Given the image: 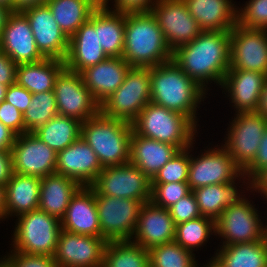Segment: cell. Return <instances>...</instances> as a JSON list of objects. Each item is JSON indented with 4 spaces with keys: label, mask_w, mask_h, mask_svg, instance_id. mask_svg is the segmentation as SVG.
<instances>
[{
    "label": "cell",
    "mask_w": 267,
    "mask_h": 267,
    "mask_svg": "<svg viewBox=\"0 0 267 267\" xmlns=\"http://www.w3.org/2000/svg\"><path fill=\"white\" fill-rule=\"evenodd\" d=\"M172 60L204 90L208 80L221 85L230 68V30L202 31L173 51Z\"/></svg>",
    "instance_id": "1"
},
{
    "label": "cell",
    "mask_w": 267,
    "mask_h": 267,
    "mask_svg": "<svg viewBox=\"0 0 267 267\" xmlns=\"http://www.w3.org/2000/svg\"><path fill=\"white\" fill-rule=\"evenodd\" d=\"M122 58L131 67H152L172 60V51L151 11L125 13Z\"/></svg>",
    "instance_id": "2"
},
{
    "label": "cell",
    "mask_w": 267,
    "mask_h": 267,
    "mask_svg": "<svg viewBox=\"0 0 267 267\" xmlns=\"http://www.w3.org/2000/svg\"><path fill=\"white\" fill-rule=\"evenodd\" d=\"M151 102L189 117L195 124L196 107L205 91L173 60L150 67Z\"/></svg>",
    "instance_id": "3"
},
{
    "label": "cell",
    "mask_w": 267,
    "mask_h": 267,
    "mask_svg": "<svg viewBox=\"0 0 267 267\" xmlns=\"http://www.w3.org/2000/svg\"><path fill=\"white\" fill-rule=\"evenodd\" d=\"M132 124L99 112L81 123V138L98 156L102 167L129 163Z\"/></svg>",
    "instance_id": "4"
},
{
    "label": "cell",
    "mask_w": 267,
    "mask_h": 267,
    "mask_svg": "<svg viewBox=\"0 0 267 267\" xmlns=\"http://www.w3.org/2000/svg\"><path fill=\"white\" fill-rule=\"evenodd\" d=\"M140 136L177 146L180 150L191 148L196 130L187 116L149 102L131 123Z\"/></svg>",
    "instance_id": "5"
},
{
    "label": "cell",
    "mask_w": 267,
    "mask_h": 267,
    "mask_svg": "<svg viewBox=\"0 0 267 267\" xmlns=\"http://www.w3.org/2000/svg\"><path fill=\"white\" fill-rule=\"evenodd\" d=\"M149 102L150 67H131L121 86L100 104V112L132 123Z\"/></svg>",
    "instance_id": "6"
},
{
    "label": "cell",
    "mask_w": 267,
    "mask_h": 267,
    "mask_svg": "<svg viewBox=\"0 0 267 267\" xmlns=\"http://www.w3.org/2000/svg\"><path fill=\"white\" fill-rule=\"evenodd\" d=\"M18 217L12 251L53 257L62 229L60 220L39 208Z\"/></svg>",
    "instance_id": "7"
},
{
    "label": "cell",
    "mask_w": 267,
    "mask_h": 267,
    "mask_svg": "<svg viewBox=\"0 0 267 267\" xmlns=\"http://www.w3.org/2000/svg\"><path fill=\"white\" fill-rule=\"evenodd\" d=\"M94 193L102 237L106 241L131 240L144 203L134 199L101 195L95 189Z\"/></svg>",
    "instance_id": "8"
},
{
    "label": "cell",
    "mask_w": 267,
    "mask_h": 267,
    "mask_svg": "<svg viewBox=\"0 0 267 267\" xmlns=\"http://www.w3.org/2000/svg\"><path fill=\"white\" fill-rule=\"evenodd\" d=\"M91 186L101 195L151 201V180L130 162L104 167Z\"/></svg>",
    "instance_id": "9"
},
{
    "label": "cell",
    "mask_w": 267,
    "mask_h": 267,
    "mask_svg": "<svg viewBox=\"0 0 267 267\" xmlns=\"http://www.w3.org/2000/svg\"><path fill=\"white\" fill-rule=\"evenodd\" d=\"M53 91L61 116L84 122L100 112V104L86 88L78 72L64 68L56 77Z\"/></svg>",
    "instance_id": "10"
},
{
    "label": "cell",
    "mask_w": 267,
    "mask_h": 267,
    "mask_svg": "<svg viewBox=\"0 0 267 267\" xmlns=\"http://www.w3.org/2000/svg\"><path fill=\"white\" fill-rule=\"evenodd\" d=\"M236 115L224 148L243 171L257 153L267 127V119L258 112H239Z\"/></svg>",
    "instance_id": "11"
},
{
    "label": "cell",
    "mask_w": 267,
    "mask_h": 267,
    "mask_svg": "<svg viewBox=\"0 0 267 267\" xmlns=\"http://www.w3.org/2000/svg\"><path fill=\"white\" fill-rule=\"evenodd\" d=\"M151 12L172 52L188 44L202 32L184 0H156Z\"/></svg>",
    "instance_id": "12"
},
{
    "label": "cell",
    "mask_w": 267,
    "mask_h": 267,
    "mask_svg": "<svg viewBox=\"0 0 267 267\" xmlns=\"http://www.w3.org/2000/svg\"><path fill=\"white\" fill-rule=\"evenodd\" d=\"M267 76V30L236 24L230 30V68Z\"/></svg>",
    "instance_id": "13"
},
{
    "label": "cell",
    "mask_w": 267,
    "mask_h": 267,
    "mask_svg": "<svg viewBox=\"0 0 267 267\" xmlns=\"http://www.w3.org/2000/svg\"><path fill=\"white\" fill-rule=\"evenodd\" d=\"M257 210L248 200L228 206L216 221V233L226 240L223 246L264 240V227Z\"/></svg>",
    "instance_id": "14"
},
{
    "label": "cell",
    "mask_w": 267,
    "mask_h": 267,
    "mask_svg": "<svg viewBox=\"0 0 267 267\" xmlns=\"http://www.w3.org/2000/svg\"><path fill=\"white\" fill-rule=\"evenodd\" d=\"M238 175L244 178L242 170L223 146L222 149L205 151L200 158L190 156L187 183L191 190L212 184H228L239 178Z\"/></svg>",
    "instance_id": "15"
},
{
    "label": "cell",
    "mask_w": 267,
    "mask_h": 267,
    "mask_svg": "<svg viewBox=\"0 0 267 267\" xmlns=\"http://www.w3.org/2000/svg\"><path fill=\"white\" fill-rule=\"evenodd\" d=\"M107 241L61 229L53 258L58 267H102Z\"/></svg>",
    "instance_id": "16"
},
{
    "label": "cell",
    "mask_w": 267,
    "mask_h": 267,
    "mask_svg": "<svg viewBox=\"0 0 267 267\" xmlns=\"http://www.w3.org/2000/svg\"><path fill=\"white\" fill-rule=\"evenodd\" d=\"M11 152L14 173L39 178L56 173L57 153L33 132L17 135Z\"/></svg>",
    "instance_id": "17"
},
{
    "label": "cell",
    "mask_w": 267,
    "mask_h": 267,
    "mask_svg": "<svg viewBox=\"0 0 267 267\" xmlns=\"http://www.w3.org/2000/svg\"><path fill=\"white\" fill-rule=\"evenodd\" d=\"M29 20L38 51L44 58L64 61L69 47V38L55 21L46 3L22 12Z\"/></svg>",
    "instance_id": "18"
},
{
    "label": "cell",
    "mask_w": 267,
    "mask_h": 267,
    "mask_svg": "<svg viewBox=\"0 0 267 267\" xmlns=\"http://www.w3.org/2000/svg\"><path fill=\"white\" fill-rule=\"evenodd\" d=\"M0 51L17 65L36 63L44 57L38 51L29 20L22 12H12L0 38Z\"/></svg>",
    "instance_id": "19"
},
{
    "label": "cell",
    "mask_w": 267,
    "mask_h": 267,
    "mask_svg": "<svg viewBox=\"0 0 267 267\" xmlns=\"http://www.w3.org/2000/svg\"><path fill=\"white\" fill-rule=\"evenodd\" d=\"M102 169L98 156L81 136L57 153L56 173L76 180L81 186H91Z\"/></svg>",
    "instance_id": "20"
},
{
    "label": "cell",
    "mask_w": 267,
    "mask_h": 267,
    "mask_svg": "<svg viewBox=\"0 0 267 267\" xmlns=\"http://www.w3.org/2000/svg\"><path fill=\"white\" fill-rule=\"evenodd\" d=\"M173 218L169 209L155 206L151 201L141 206L134 243L146 250L175 240Z\"/></svg>",
    "instance_id": "21"
},
{
    "label": "cell",
    "mask_w": 267,
    "mask_h": 267,
    "mask_svg": "<svg viewBox=\"0 0 267 267\" xmlns=\"http://www.w3.org/2000/svg\"><path fill=\"white\" fill-rule=\"evenodd\" d=\"M65 231L102 237L100 222L95 201L94 188L81 186L72 196L66 213L60 220Z\"/></svg>",
    "instance_id": "22"
},
{
    "label": "cell",
    "mask_w": 267,
    "mask_h": 267,
    "mask_svg": "<svg viewBox=\"0 0 267 267\" xmlns=\"http://www.w3.org/2000/svg\"><path fill=\"white\" fill-rule=\"evenodd\" d=\"M130 68L122 57H108L80 74L86 88L101 104L121 86Z\"/></svg>",
    "instance_id": "23"
},
{
    "label": "cell",
    "mask_w": 267,
    "mask_h": 267,
    "mask_svg": "<svg viewBox=\"0 0 267 267\" xmlns=\"http://www.w3.org/2000/svg\"><path fill=\"white\" fill-rule=\"evenodd\" d=\"M267 76L256 71L229 69L221 88L229 92L236 112H256Z\"/></svg>",
    "instance_id": "24"
},
{
    "label": "cell",
    "mask_w": 267,
    "mask_h": 267,
    "mask_svg": "<svg viewBox=\"0 0 267 267\" xmlns=\"http://www.w3.org/2000/svg\"><path fill=\"white\" fill-rule=\"evenodd\" d=\"M108 57L98 39V29L88 19L70 38L65 68L81 73Z\"/></svg>",
    "instance_id": "25"
},
{
    "label": "cell",
    "mask_w": 267,
    "mask_h": 267,
    "mask_svg": "<svg viewBox=\"0 0 267 267\" xmlns=\"http://www.w3.org/2000/svg\"><path fill=\"white\" fill-rule=\"evenodd\" d=\"M179 148L137 135L134 131L130 140L129 162L137 166L150 180L171 160Z\"/></svg>",
    "instance_id": "26"
},
{
    "label": "cell",
    "mask_w": 267,
    "mask_h": 267,
    "mask_svg": "<svg viewBox=\"0 0 267 267\" xmlns=\"http://www.w3.org/2000/svg\"><path fill=\"white\" fill-rule=\"evenodd\" d=\"M202 31H229L237 24V8L231 0H184Z\"/></svg>",
    "instance_id": "27"
},
{
    "label": "cell",
    "mask_w": 267,
    "mask_h": 267,
    "mask_svg": "<svg viewBox=\"0 0 267 267\" xmlns=\"http://www.w3.org/2000/svg\"><path fill=\"white\" fill-rule=\"evenodd\" d=\"M80 187L76 180L58 173L41 178L39 209L61 220Z\"/></svg>",
    "instance_id": "28"
},
{
    "label": "cell",
    "mask_w": 267,
    "mask_h": 267,
    "mask_svg": "<svg viewBox=\"0 0 267 267\" xmlns=\"http://www.w3.org/2000/svg\"><path fill=\"white\" fill-rule=\"evenodd\" d=\"M89 20L98 29L99 43L107 57H122L124 50L125 13L109 10L101 3Z\"/></svg>",
    "instance_id": "29"
},
{
    "label": "cell",
    "mask_w": 267,
    "mask_h": 267,
    "mask_svg": "<svg viewBox=\"0 0 267 267\" xmlns=\"http://www.w3.org/2000/svg\"><path fill=\"white\" fill-rule=\"evenodd\" d=\"M41 178L13 173L5 186L6 218L39 208Z\"/></svg>",
    "instance_id": "30"
},
{
    "label": "cell",
    "mask_w": 267,
    "mask_h": 267,
    "mask_svg": "<svg viewBox=\"0 0 267 267\" xmlns=\"http://www.w3.org/2000/svg\"><path fill=\"white\" fill-rule=\"evenodd\" d=\"M64 68V61L51 58L20 64L16 68V83L32 94L53 91L56 77Z\"/></svg>",
    "instance_id": "31"
},
{
    "label": "cell",
    "mask_w": 267,
    "mask_h": 267,
    "mask_svg": "<svg viewBox=\"0 0 267 267\" xmlns=\"http://www.w3.org/2000/svg\"><path fill=\"white\" fill-rule=\"evenodd\" d=\"M234 183L212 184L192 190L201 215L216 222L225 208L242 201L244 198L240 197Z\"/></svg>",
    "instance_id": "32"
},
{
    "label": "cell",
    "mask_w": 267,
    "mask_h": 267,
    "mask_svg": "<svg viewBox=\"0 0 267 267\" xmlns=\"http://www.w3.org/2000/svg\"><path fill=\"white\" fill-rule=\"evenodd\" d=\"M55 21L70 38L100 5L101 0H46Z\"/></svg>",
    "instance_id": "33"
},
{
    "label": "cell",
    "mask_w": 267,
    "mask_h": 267,
    "mask_svg": "<svg viewBox=\"0 0 267 267\" xmlns=\"http://www.w3.org/2000/svg\"><path fill=\"white\" fill-rule=\"evenodd\" d=\"M213 259L221 267H267L264 240L221 246Z\"/></svg>",
    "instance_id": "34"
},
{
    "label": "cell",
    "mask_w": 267,
    "mask_h": 267,
    "mask_svg": "<svg viewBox=\"0 0 267 267\" xmlns=\"http://www.w3.org/2000/svg\"><path fill=\"white\" fill-rule=\"evenodd\" d=\"M81 123L78 119L57 115L33 133L58 153L81 136Z\"/></svg>",
    "instance_id": "35"
},
{
    "label": "cell",
    "mask_w": 267,
    "mask_h": 267,
    "mask_svg": "<svg viewBox=\"0 0 267 267\" xmlns=\"http://www.w3.org/2000/svg\"><path fill=\"white\" fill-rule=\"evenodd\" d=\"M102 267H149V252L132 240L107 241Z\"/></svg>",
    "instance_id": "36"
},
{
    "label": "cell",
    "mask_w": 267,
    "mask_h": 267,
    "mask_svg": "<svg viewBox=\"0 0 267 267\" xmlns=\"http://www.w3.org/2000/svg\"><path fill=\"white\" fill-rule=\"evenodd\" d=\"M59 115L54 91L35 93L23 113L24 133L33 132L53 117Z\"/></svg>",
    "instance_id": "37"
},
{
    "label": "cell",
    "mask_w": 267,
    "mask_h": 267,
    "mask_svg": "<svg viewBox=\"0 0 267 267\" xmlns=\"http://www.w3.org/2000/svg\"><path fill=\"white\" fill-rule=\"evenodd\" d=\"M211 232L216 233V222L210 218L200 216L177 224L174 241L188 251L193 252L192 248L203 245L207 238L209 239Z\"/></svg>",
    "instance_id": "38"
},
{
    "label": "cell",
    "mask_w": 267,
    "mask_h": 267,
    "mask_svg": "<svg viewBox=\"0 0 267 267\" xmlns=\"http://www.w3.org/2000/svg\"><path fill=\"white\" fill-rule=\"evenodd\" d=\"M149 267H196L194 254L175 241L148 250ZM193 255V256H192Z\"/></svg>",
    "instance_id": "39"
},
{
    "label": "cell",
    "mask_w": 267,
    "mask_h": 267,
    "mask_svg": "<svg viewBox=\"0 0 267 267\" xmlns=\"http://www.w3.org/2000/svg\"><path fill=\"white\" fill-rule=\"evenodd\" d=\"M189 149L190 148L179 150V152L158 171L151 180V184L187 182L190 164Z\"/></svg>",
    "instance_id": "40"
},
{
    "label": "cell",
    "mask_w": 267,
    "mask_h": 267,
    "mask_svg": "<svg viewBox=\"0 0 267 267\" xmlns=\"http://www.w3.org/2000/svg\"><path fill=\"white\" fill-rule=\"evenodd\" d=\"M151 188V202L166 209L192 192L187 182L151 184Z\"/></svg>",
    "instance_id": "41"
},
{
    "label": "cell",
    "mask_w": 267,
    "mask_h": 267,
    "mask_svg": "<svg viewBox=\"0 0 267 267\" xmlns=\"http://www.w3.org/2000/svg\"><path fill=\"white\" fill-rule=\"evenodd\" d=\"M237 24L267 30V0H250L244 9L237 11Z\"/></svg>",
    "instance_id": "42"
},
{
    "label": "cell",
    "mask_w": 267,
    "mask_h": 267,
    "mask_svg": "<svg viewBox=\"0 0 267 267\" xmlns=\"http://www.w3.org/2000/svg\"><path fill=\"white\" fill-rule=\"evenodd\" d=\"M8 258L0 260V267H58L55 259L49 255L26 254L11 251ZM5 259V260H4Z\"/></svg>",
    "instance_id": "43"
},
{
    "label": "cell",
    "mask_w": 267,
    "mask_h": 267,
    "mask_svg": "<svg viewBox=\"0 0 267 267\" xmlns=\"http://www.w3.org/2000/svg\"><path fill=\"white\" fill-rule=\"evenodd\" d=\"M169 212L175 225L202 216L193 192L178 200L169 208Z\"/></svg>",
    "instance_id": "44"
},
{
    "label": "cell",
    "mask_w": 267,
    "mask_h": 267,
    "mask_svg": "<svg viewBox=\"0 0 267 267\" xmlns=\"http://www.w3.org/2000/svg\"><path fill=\"white\" fill-rule=\"evenodd\" d=\"M0 122L17 135L24 133L23 113L5 100L0 104Z\"/></svg>",
    "instance_id": "45"
},
{
    "label": "cell",
    "mask_w": 267,
    "mask_h": 267,
    "mask_svg": "<svg viewBox=\"0 0 267 267\" xmlns=\"http://www.w3.org/2000/svg\"><path fill=\"white\" fill-rule=\"evenodd\" d=\"M265 168H267V127L262 136L260 146L253 161L242 171V173L249 177L247 180L250 181V186H252V180ZM251 179V180H250Z\"/></svg>",
    "instance_id": "46"
},
{
    "label": "cell",
    "mask_w": 267,
    "mask_h": 267,
    "mask_svg": "<svg viewBox=\"0 0 267 267\" xmlns=\"http://www.w3.org/2000/svg\"><path fill=\"white\" fill-rule=\"evenodd\" d=\"M32 95L26 88L14 83L7 87L5 101L24 113L29 107Z\"/></svg>",
    "instance_id": "47"
},
{
    "label": "cell",
    "mask_w": 267,
    "mask_h": 267,
    "mask_svg": "<svg viewBox=\"0 0 267 267\" xmlns=\"http://www.w3.org/2000/svg\"><path fill=\"white\" fill-rule=\"evenodd\" d=\"M109 0H101V4L107 7ZM115 4L113 11L120 13H137V12H150L155 0H114ZM153 1V2H152Z\"/></svg>",
    "instance_id": "48"
},
{
    "label": "cell",
    "mask_w": 267,
    "mask_h": 267,
    "mask_svg": "<svg viewBox=\"0 0 267 267\" xmlns=\"http://www.w3.org/2000/svg\"><path fill=\"white\" fill-rule=\"evenodd\" d=\"M17 64L0 51V84L9 86L16 83Z\"/></svg>",
    "instance_id": "49"
},
{
    "label": "cell",
    "mask_w": 267,
    "mask_h": 267,
    "mask_svg": "<svg viewBox=\"0 0 267 267\" xmlns=\"http://www.w3.org/2000/svg\"><path fill=\"white\" fill-rule=\"evenodd\" d=\"M13 173L11 150L0 151V185L6 186Z\"/></svg>",
    "instance_id": "50"
},
{
    "label": "cell",
    "mask_w": 267,
    "mask_h": 267,
    "mask_svg": "<svg viewBox=\"0 0 267 267\" xmlns=\"http://www.w3.org/2000/svg\"><path fill=\"white\" fill-rule=\"evenodd\" d=\"M17 134L0 122V151L11 150Z\"/></svg>",
    "instance_id": "51"
},
{
    "label": "cell",
    "mask_w": 267,
    "mask_h": 267,
    "mask_svg": "<svg viewBox=\"0 0 267 267\" xmlns=\"http://www.w3.org/2000/svg\"><path fill=\"white\" fill-rule=\"evenodd\" d=\"M46 0H12L11 12H23L26 9L44 4Z\"/></svg>",
    "instance_id": "52"
},
{
    "label": "cell",
    "mask_w": 267,
    "mask_h": 267,
    "mask_svg": "<svg viewBox=\"0 0 267 267\" xmlns=\"http://www.w3.org/2000/svg\"><path fill=\"white\" fill-rule=\"evenodd\" d=\"M249 188H254V191L267 194V168L260 172L253 180L252 186Z\"/></svg>",
    "instance_id": "53"
},
{
    "label": "cell",
    "mask_w": 267,
    "mask_h": 267,
    "mask_svg": "<svg viewBox=\"0 0 267 267\" xmlns=\"http://www.w3.org/2000/svg\"><path fill=\"white\" fill-rule=\"evenodd\" d=\"M256 112L267 119V78L261 91L260 101Z\"/></svg>",
    "instance_id": "54"
},
{
    "label": "cell",
    "mask_w": 267,
    "mask_h": 267,
    "mask_svg": "<svg viewBox=\"0 0 267 267\" xmlns=\"http://www.w3.org/2000/svg\"><path fill=\"white\" fill-rule=\"evenodd\" d=\"M10 7H7L5 5L0 4V38L3 33V29L5 27L6 21L8 19V16L11 14Z\"/></svg>",
    "instance_id": "55"
},
{
    "label": "cell",
    "mask_w": 267,
    "mask_h": 267,
    "mask_svg": "<svg viewBox=\"0 0 267 267\" xmlns=\"http://www.w3.org/2000/svg\"><path fill=\"white\" fill-rule=\"evenodd\" d=\"M6 218L5 186L0 185V219Z\"/></svg>",
    "instance_id": "56"
},
{
    "label": "cell",
    "mask_w": 267,
    "mask_h": 267,
    "mask_svg": "<svg viewBox=\"0 0 267 267\" xmlns=\"http://www.w3.org/2000/svg\"><path fill=\"white\" fill-rule=\"evenodd\" d=\"M7 87L6 85L0 84V104L5 100Z\"/></svg>",
    "instance_id": "57"
},
{
    "label": "cell",
    "mask_w": 267,
    "mask_h": 267,
    "mask_svg": "<svg viewBox=\"0 0 267 267\" xmlns=\"http://www.w3.org/2000/svg\"><path fill=\"white\" fill-rule=\"evenodd\" d=\"M212 260V261H211ZM210 262L206 264V267H221L214 259H211ZM205 267V265H204Z\"/></svg>",
    "instance_id": "58"
},
{
    "label": "cell",
    "mask_w": 267,
    "mask_h": 267,
    "mask_svg": "<svg viewBox=\"0 0 267 267\" xmlns=\"http://www.w3.org/2000/svg\"><path fill=\"white\" fill-rule=\"evenodd\" d=\"M0 4L5 5L7 7L12 6V0H0Z\"/></svg>",
    "instance_id": "59"
},
{
    "label": "cell",
    "mask_w": 267,
    "mask_h": 267,
    "mask_svg": "<svg viewBox=\"0 0 267 267\" xmlns=\"http://www.w3.org/2000/svg\"><path fill=\"white\" fill-rule=\"evenodd\" d=\"M264 241L267 245V225H266V228L264 227Z\"/></svg>",
    "instance_id": "60"
}]
</instances>
